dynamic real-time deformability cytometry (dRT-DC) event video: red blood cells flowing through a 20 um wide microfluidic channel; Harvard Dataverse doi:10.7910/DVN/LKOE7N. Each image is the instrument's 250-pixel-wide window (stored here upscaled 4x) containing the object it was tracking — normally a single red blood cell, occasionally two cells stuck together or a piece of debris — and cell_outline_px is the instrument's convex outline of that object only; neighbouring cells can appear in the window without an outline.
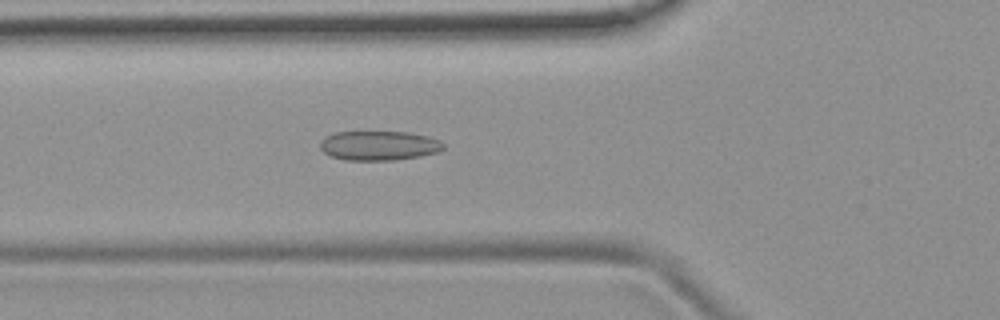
{"species": "common noctule bat (a hibernating species)", "species_latin": "Nyctalus noctula", "temperature_condition": "room temperature", "stored_images_in_passage": 38, "camera_frame_rate_fps": 3000, "um_per_image_px": 0.085, "animal": {"sex": "female", "body_mass_g": 19.9}, "frame": {"image": 1, "passage_image": 5, "time_ms": 1.333, "image_size_px": [1000, 320], "cell_outline_px": [[444, 148], [440, 152], [420, 156], [392, 160], [344, 160], [328, 156], [320, 148], [320, 140], [324, 136], [336, 132], [408, 132], [428, 136], [440, 140], [444, 144]], "centroid_in_image_um": [32.19, 12.38], "position_along_channel_um": 93.6, "area_um2": 21.39}}
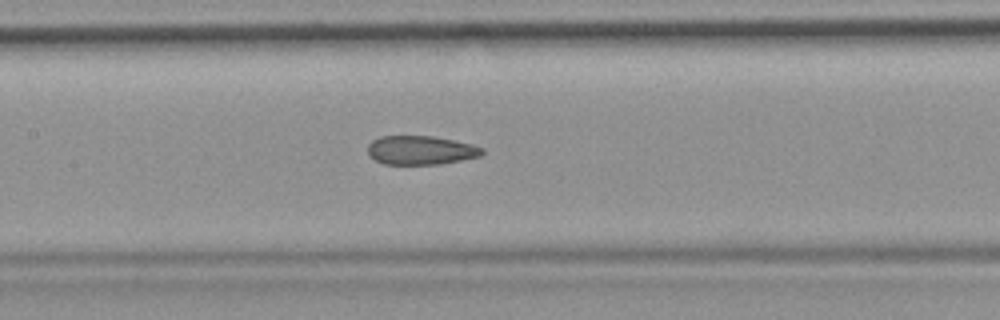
{"frame": {"image": 2, "passage_image": 11, "time_ms": 3.333, "image_size_px": [1000, 320], "cell_outline_px": [[484, 152], [480, 156], [440, 164], [384, 164], [376, 160], [368, 152], [368, 144], [372, 140], [380, 136], [432, 136], [472, 144], [484, 148]], "centroid_in_image_um": [35.77, 12.76], "position_along_channel_um": 171.6, "area_um2": 19.13}}
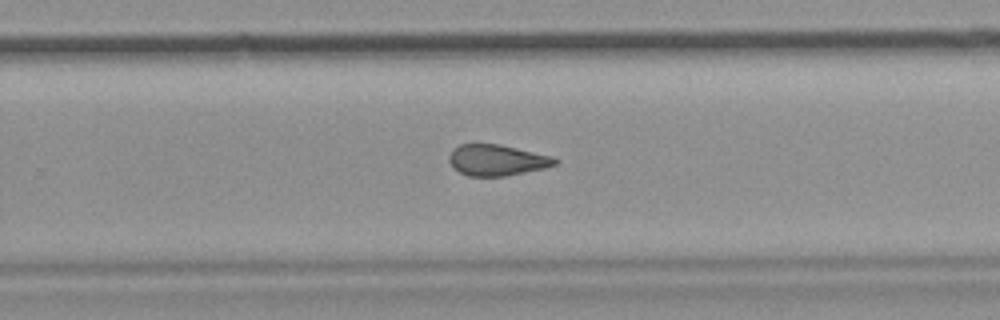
{"frame": {"image": 3, "passage_image": 20, "time_ms": 6.333, "image_size_px": [1000, 320], "cell_outline_px": [[560, 160], [556, 164], [544, 168], [508, 176], [468, 176], [452, 168], [448, 160], [448, 156], [452, 148], [460, 144], [500, 144], [552, 156]], "centroid_in_image_um": [42.21, 13.61], "position_along_channel_um": 287.6, "area_um2": 19.36}, "authors_computed_cell_mechanics": {"area_um2": 20.1144, "velocity_mm_per_s": 3.8799, "shape_relaxation_time_tau1_ms": null, "shape_relaxation_time_tau2_ms": 1.9347, "deformation_change_tau1": null, "deformation_change_tau2": 0.0876}}